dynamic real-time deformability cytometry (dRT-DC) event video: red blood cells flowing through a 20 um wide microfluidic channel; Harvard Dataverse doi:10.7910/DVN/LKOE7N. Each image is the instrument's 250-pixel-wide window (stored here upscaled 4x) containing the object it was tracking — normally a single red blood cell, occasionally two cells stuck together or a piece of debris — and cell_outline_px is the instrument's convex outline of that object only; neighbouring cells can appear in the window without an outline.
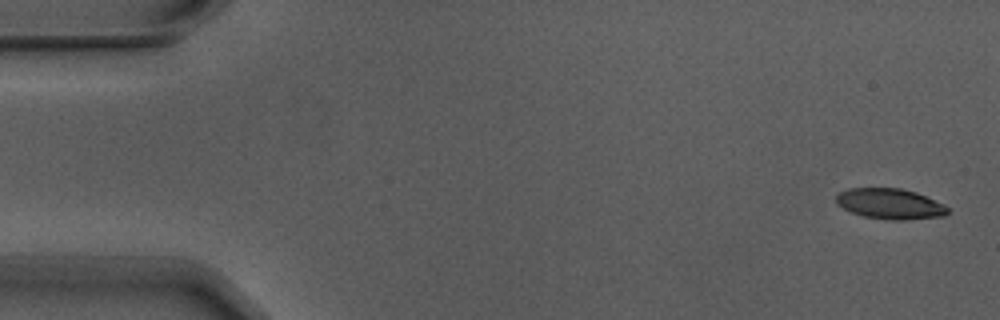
{"species": "Egyptian fruit bat (a non-hibernating species)", "species_latin": "Rousettus aegyptiacus", "temperature_condition": "warm", "stored_images_in_passage": 5, "segment_of_instrument_passage": [1, 2], "camera_frame_rate_fps": 3000, "um_per_image_px": 0.085, "animal": {"sex": "male"}, "frame": {"image": 1, "passage_image": 1, "time_ms": 0.0, "image_size_px": [1000, 320], "cell_outline_px": [[948, 212], [944, 216], [904, 220], [888, 220], [864, 216], [852, 212], [836, 204], [836, 196], [840, 192], [848, 188], [900, 188], [916, 192], [944, 204], [948, 208]], "centroid_in_image_um": [75.65, 17.32], "position_along_channel_um": 9.3, "area_um2": 19.83}}